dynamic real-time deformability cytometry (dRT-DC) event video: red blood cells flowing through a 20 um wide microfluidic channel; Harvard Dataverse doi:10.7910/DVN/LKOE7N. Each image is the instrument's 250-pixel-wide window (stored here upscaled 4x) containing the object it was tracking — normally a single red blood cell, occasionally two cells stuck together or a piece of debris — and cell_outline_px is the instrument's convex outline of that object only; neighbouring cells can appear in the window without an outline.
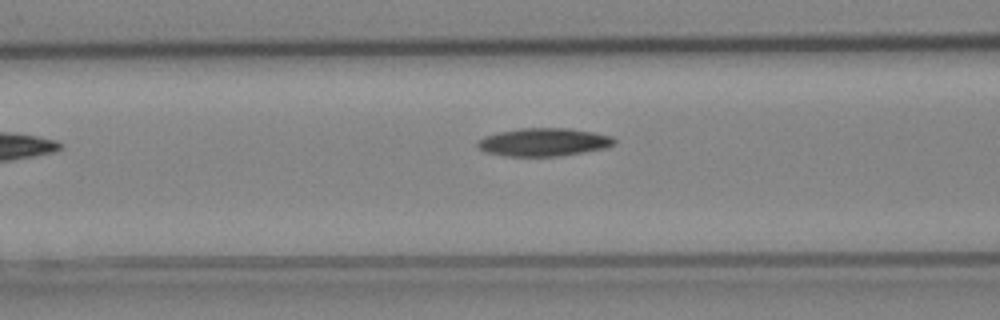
{"species": "Egyptian fruit bat (a non-hibernating species)", "species_latin": "Rousettus aegyptiacus", "temperature_condition": "cold", "stored_images_in_passage": 10, "camera_frame_rate_fps": 3000, "um_per_image_px": 0.085, "animal": {"sex": "female"}, "frame": {"image": 1, "passage_image": 7, "time_ms": 2.0, "image_size_px": [1000, 320], "cell_outline_px": [[616, 140], [612, 144], [604, 148], [556, 156], [504, 156], [484, 152], [476, 148], [476, 140], [484, 136], [496, 132], [520, 128], [572, 128], [612, 136]], "centroid_in_image_um": [46.1, 12.07], "position_along_channel_um": 120.5, "area_um2": 22.43}}